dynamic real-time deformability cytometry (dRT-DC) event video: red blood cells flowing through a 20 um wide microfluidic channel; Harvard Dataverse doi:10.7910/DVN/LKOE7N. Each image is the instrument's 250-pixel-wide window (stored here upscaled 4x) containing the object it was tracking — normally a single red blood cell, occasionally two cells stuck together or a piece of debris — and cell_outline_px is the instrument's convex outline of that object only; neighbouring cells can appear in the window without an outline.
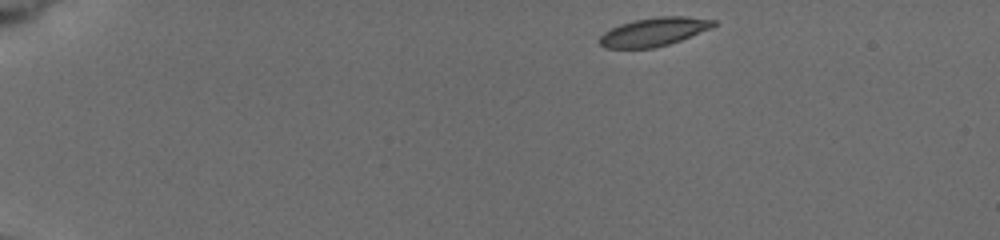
{"species": "common noctule bat (a hibernating species)", "species_latin": "Nyctalus noctula", "temperature_condition": "cold", "stored_images_in_passage": 6, "camera_frame_rate_fps": 3000, "um_per_image_px": 0.085, "animal": {"sex": "female", "body_mass_g": 19.5, "forearm_length_mm": 54.1}, "frame": {"image": 1, "passage_image": 1, "time_ms": 0.0, "image_size_px": [1000, 240], "cell_outline_px": [[716, 24], [712, 28], [680, 40], [656, 48], [604, 48], [600, 44], [600, 36], [604, 32], [620, 24], [636, 20], [660, 16], [684, 16], [716, 20]], "centroid_in_image_um": [55.6, 2.71], "position_along_channel_um": 29.4, "area_um2": 18.79}}
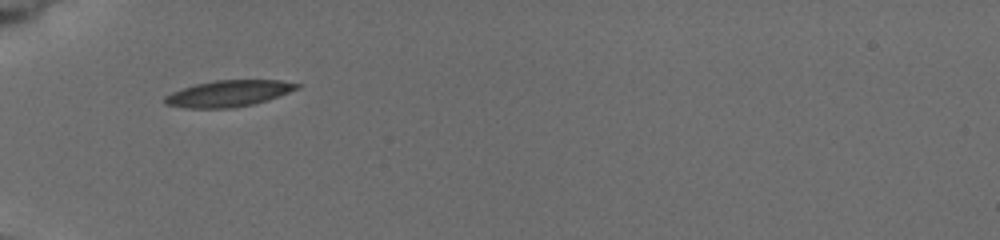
{"frame": {"image": 2, "passage_image": 5, "time_ms": 3.333, "image_size_px": [1000, 240], "cell_outline_px": [[300, 88], [268, 100], [252, 104], [232, 108], [188, 108], [164, 104], [164, 96], [172, 92], [196, 84], [216, 80], [280, 80], [300, 84]], "centroid_in_image_um": [19.44, 7.95], "position_along_channel_um": 65.6, "area_um2": 20.17}}
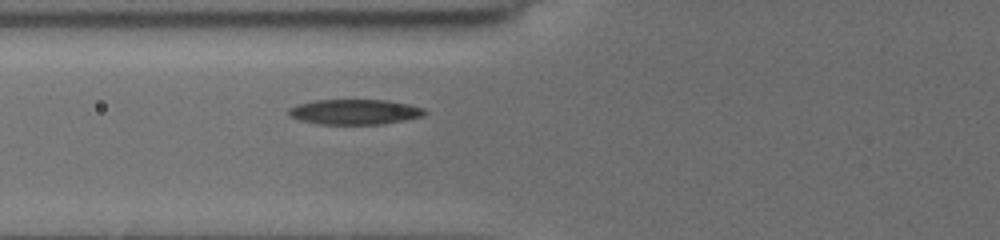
{"frame": {"image": 3, "passage_image": 6, "time_ms": 4.333, "image_size_px": [1000, 240], "cell_outline_px": [[428, 112], [424, 116], [384, 124], [316, 124], [300, 120], [288, 116], [288, 108], [296, 104], [316, 100], [388, 100], [408, 104], [424, 108]], "centroid_in_image_um": [30.14, 9.51], "position_along_channel_um": 95.7, "area_um2": 20.17}}